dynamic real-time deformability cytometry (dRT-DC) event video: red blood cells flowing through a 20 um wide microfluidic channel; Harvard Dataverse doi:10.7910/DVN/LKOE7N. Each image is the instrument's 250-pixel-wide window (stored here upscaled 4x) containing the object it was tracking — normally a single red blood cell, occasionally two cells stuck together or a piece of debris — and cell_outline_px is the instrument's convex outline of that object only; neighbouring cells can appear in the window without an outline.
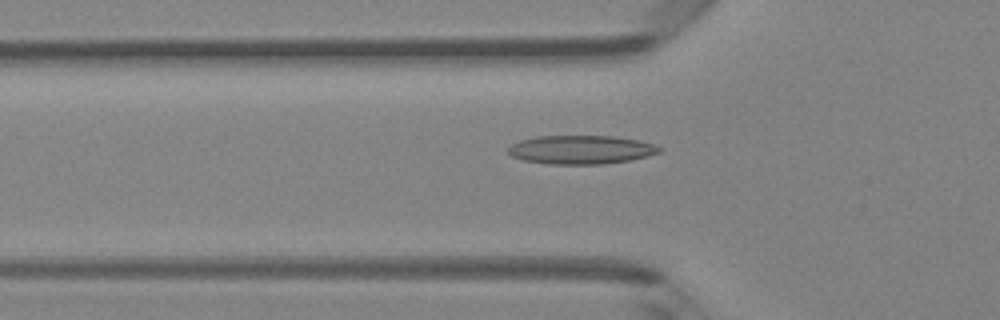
{"species": "Egyptian fruit bat (a non-hibernating species)", "species_latin": "Rousettus aegyptiacus", "temperature_condition": "room temperature", "stored_images_in_passage": 44, "camera_frame_rate_fps": 3000, "um_per_image_px": 0.085, "animal": {"sex": "female"}, "frame": {"image": 1, "passage_image": 16, "time_ms": 5.0, "image_size_px": [1000, 320], "cell_outline_px": [[664, 148], [660, 152], [648, 156], [628, 160], [604, 164], [548, 164], [524, 160], [512, 156], [508, 152], [508, 148], [512, 144], [520, 140], [536, 136], [612, 136], [636, 140], [652, 144]], "centroid_in_image_um": [49.37, 12.72], "position_along_channel_um": 76.4, "area_um2": 25.14}}
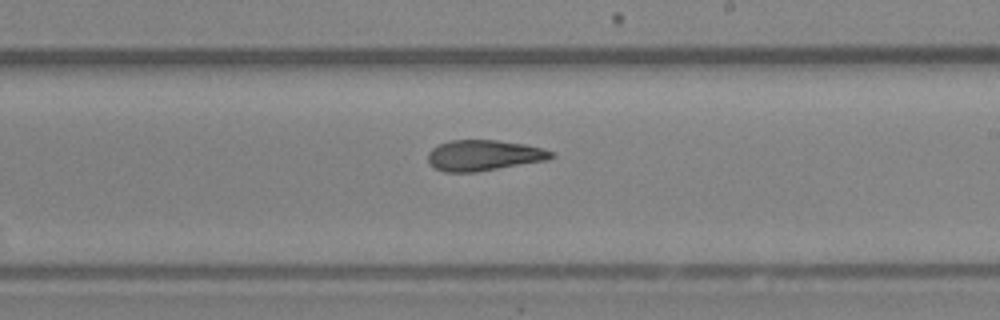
{"frame": {"image": 2, "passage_image": 28, "time_ms": 9.0, "image_size_px": [1000, 320], "cell_outline_px": [[556, 156], [548, 160], [476, 172], [444, 172], [436, 168], [428, 160], [428, 152], [432, 148], [440, 144], [452, 140], [496, 140], [524, 144], [544, 148], [552, 152]], "centroid_in_image_um": [41.15, 13.2], "position_along_channel_um": 247.8, "area_um2": 22.02}}
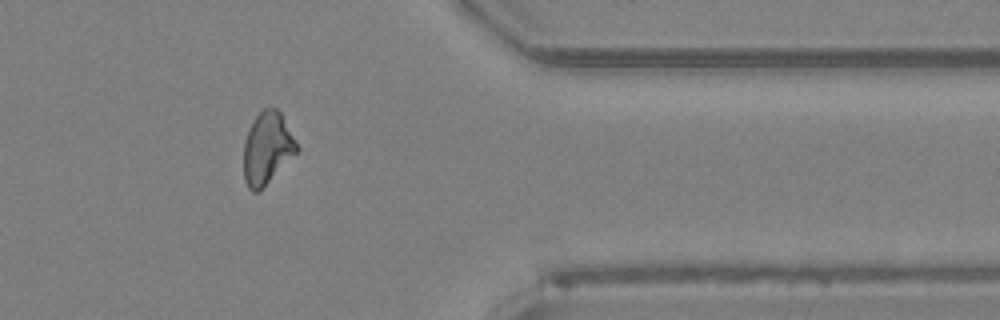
{"frame": {"image": 3, "passage_image": 39, "time_ms": 12.667, "image_size_px": [1000, 320], "cell_outline_px": [[300, 148], [256, 192], [252, 192], [248, 188], [244, 180], [244, 140], [256, 116], [264, 108], [276, 108], [280, 112]], "centroid_in_image_um": [22.69, 12.57], "position_along_channel_um": 388.7, "area_um2": 21.5}, "authors_computed_cell_mechanics": {"area_um2": 23.0044, "velocity_mm_per_s": 4.2973, "shape_relaxation_time_tau1_ms": null, "shape_relaxation_time_tau2_ms": 3.5296, "deformation_change_tau1": null, "deformation_change_tau2": 0.1179}}